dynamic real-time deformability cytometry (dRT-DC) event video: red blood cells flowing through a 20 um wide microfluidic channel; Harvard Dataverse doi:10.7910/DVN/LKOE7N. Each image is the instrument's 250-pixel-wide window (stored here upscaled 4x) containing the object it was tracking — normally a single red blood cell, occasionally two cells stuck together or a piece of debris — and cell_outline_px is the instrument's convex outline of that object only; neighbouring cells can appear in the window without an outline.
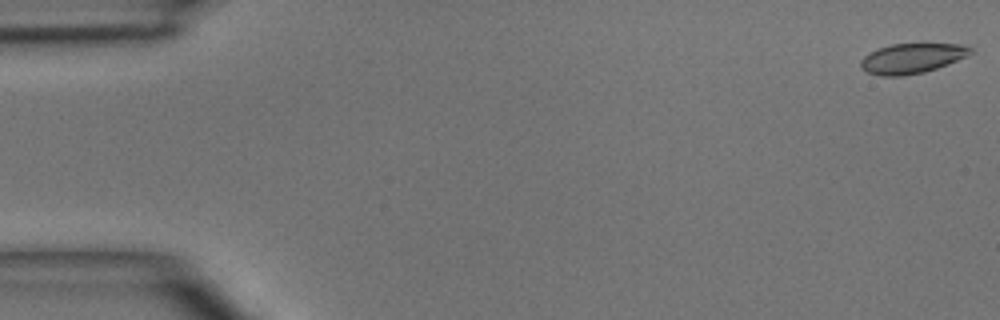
{"species": "common noctule bat (a hibernating species)", "species_latin": "Nyctalus noctula", "temperature_condition": "room temperature", "stored_images_in_passage": 3, "camera_frame_rate_fps": 3000, "um_per_image_px": 0.085, "animal": {"sex": "male", "body_mass_g": 15.6}, "frame": {"image": 1, "passage_image": 1, "time_ms": 0.0, "image_size_px": [1000, 320], "cell_outline_px": [[976, 52], [968, 56], [948, 64], [924, 72], [904, 76], [880, 76], [868, 72], [860, 68], [860, 60], [868, 52], [892, 44], [920, 40], [924, 40], [964, 44], [972, 48]], "centroid_in_image_um": [77.6, 4.89], "position_along_channel_um": 7.4, "area_um2": 20.46}}